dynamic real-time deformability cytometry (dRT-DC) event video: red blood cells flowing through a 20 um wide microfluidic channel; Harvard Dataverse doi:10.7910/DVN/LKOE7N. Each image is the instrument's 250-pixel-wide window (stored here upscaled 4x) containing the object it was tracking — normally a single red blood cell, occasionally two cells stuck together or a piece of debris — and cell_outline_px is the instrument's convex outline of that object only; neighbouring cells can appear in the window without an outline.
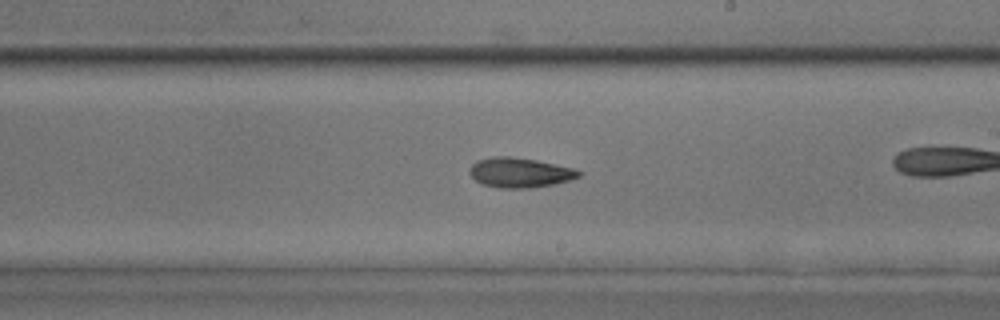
{"species": "common noctule bat (a hibernating species)", "species_latin": "Nyctalus noctula", "temperature_condition": "room temperature", "stored_images_in_passage": 36, "camera_frame_rate_fps": 3000, "um_per_image_px": 0.085, "animal": {"sex": "male", "body_mass_g": 17.9, "forearm_length_mm": 54.2}, "frame": {"image": 1, "passage_image": 16, "time_ms": 5.0, "image_size_px": [1000, 320], "cell_outline_px": [[584, 172], [580, 176], [556, 184], [532, 188], [496, 188], [480, 184], [468, 172], [468, 168], [476, 160], [492, 156], [508, 156], [536, 160], [572, 168]], "centroid_in_image_um": [44.14, 14.68], "position_along_channel_um": 244.9, "area_um2": 19.19}}
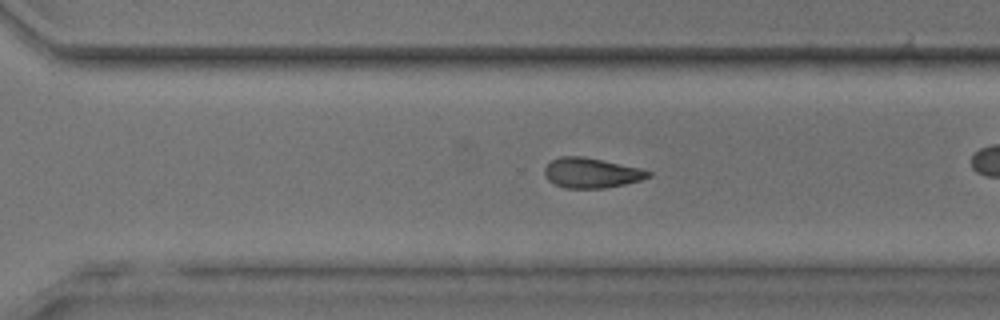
{"frame": {"image": 2, "passage_image": 21, "time_ms": 6.667, "image_size_px": [1000, 320], "cell_outline_px": [[652, 176], [640, 180], [624, 184], [604, 188], [564, 188], [548, 180], [544, 176], [544, 168], [552, 160], [560, 156], [584, 156], [640, 168], [652, 172]], "centroid_in_image_um": [50.25, 14.69], "position_along_channel_um": 320.3, "area_um2": 18.15}}
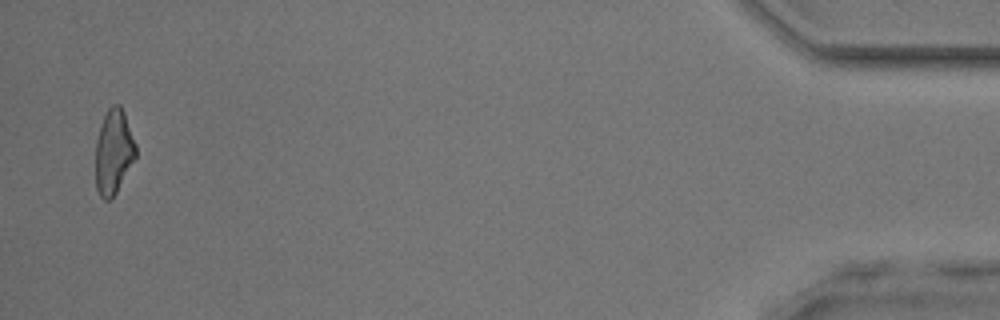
{"frame": {"image": 3, "passage_image": 36, "time_ms": 11.667, "image_size_px": [1000, 320], "cell_outline_px": [[136, 156], [116, 192], [108, 200], [104, 200], [100, 196], [96, 188], [96, 140], [100, 124], [108, 108], [112, 104], [120, 104], [124, 112], [136, 144]], "centroid_in_image_um": [9.65, 12.87], "position_along_channel_um": 425.6, "area_um2": 19.71}}